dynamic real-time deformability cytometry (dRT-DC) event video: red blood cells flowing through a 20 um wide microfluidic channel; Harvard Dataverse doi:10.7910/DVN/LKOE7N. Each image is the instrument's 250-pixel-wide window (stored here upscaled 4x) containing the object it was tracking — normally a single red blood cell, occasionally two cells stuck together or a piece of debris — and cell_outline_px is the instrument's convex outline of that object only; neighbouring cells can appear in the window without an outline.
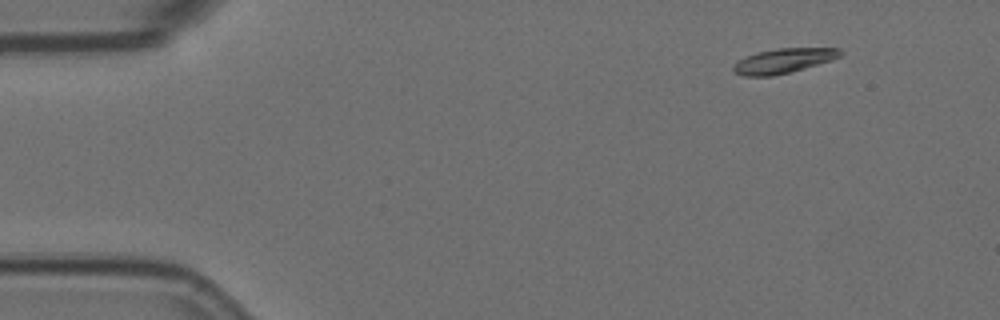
{"species": "Egyptian fruit bat (a non-hibernating species)", "species_latin": "Rousettus aegyptiacus", "temperature_condition": "room temperature", "stored_images_in_passage": 4, "camera_frame_rate_fps": 3000, "um_per_image_px": 0.085, "animal": {"sex": "female"}, "frame": {"image": 1, "passage_image": 2, "time_ms": 0.333, "image_size_px": [1000, 320], "cell_outline_px": [[844, 52], [840, 56], [832, 60], [804, 68], [772, 76], [744, 76], [736, 72], [732, 68], [740, 60], [756, 52], [776, 48], [840, 48]], "centroid_in_image_um": [66.64, 5.15], "position_along_channel_um": 18.4, "area_um2": 15.14}}